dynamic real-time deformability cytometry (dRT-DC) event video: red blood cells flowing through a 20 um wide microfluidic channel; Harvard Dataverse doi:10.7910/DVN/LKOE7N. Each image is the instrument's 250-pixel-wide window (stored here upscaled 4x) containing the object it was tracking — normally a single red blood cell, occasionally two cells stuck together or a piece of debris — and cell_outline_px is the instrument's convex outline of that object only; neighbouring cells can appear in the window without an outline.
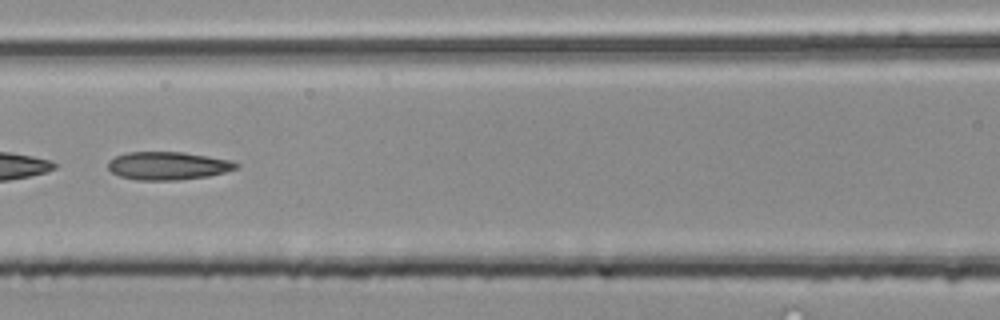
{"species": "common noctule bat (a hibernating species)", "species_latin": "Nyctalus noctula", "temperature_condition": "room temperature", "stored_images_in_passage": 47, "segment_of_instrument_passage": [2, 2], "camera_frame_rate_fps": 3000, "um_per_image_px": 0.085, "animal": {"sex": "male", "body_mass_g": 20.4}, "frame": {"image": 1, "passage_image": 20, "time_ms": 6.333, "image_size_px": [1000, 320], "cell_outline_px": [[240, 164], [236, 168], [224, 172], [208, 176], [176, 180], [136, 180], [120, 176], [112, 172], [108, 168], [108, 160], [116, 156], [128, 152], [184, 152], [208, 156], [228, 160]], "centroid_in_image_um": [14.24, 14.09], "position_along_channel_um": 152.4, "area_um2": 20.81}}
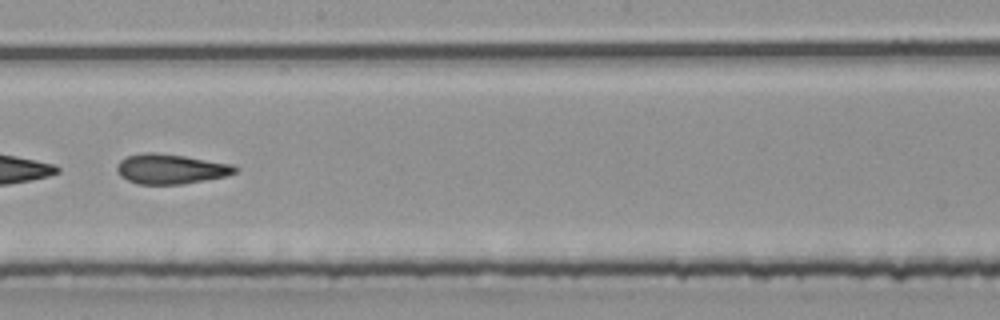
{"frame": {"image": 2, "passage_image": 26, "time_ms": 8.333, "image_size_px": [1000, 320], "cell_outline_px": [[240, 168], [236, 172], [224, 176], [204, 180], [180, 184], [140, 184], [128, 180], [120, 176], [116, 168], [120, 160], [128, 156], [144, 152], [152, 152], [184, 156], [232, 164]], "centroid_in_image_um": [14.51, 14.35], "position_along_channel_um": 233.7, "area_um2": 20.35}}
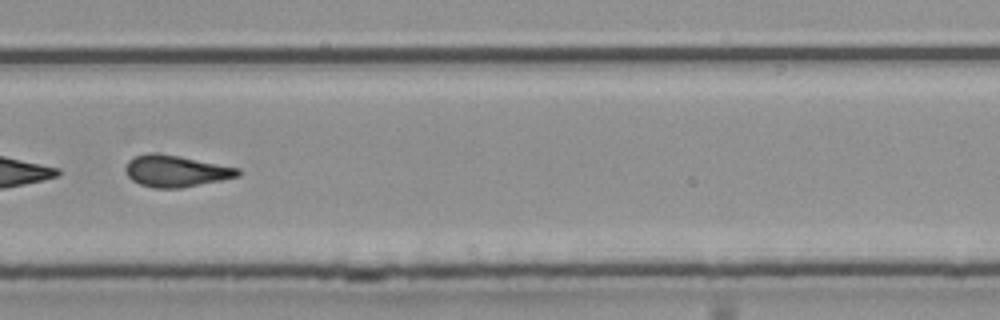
{"frame": {"image": 3, "passage_image": 32, "time_ms": 10.333, "image_size_px": [1000, 320], "cell_outline_px": [[240, 176], [180, 188], [152, 188], [140, 184], [132, 180], [128, 176], [124, 168], [128, 160], [136, 156], [148, 152], [156, 152], [180, 156], [240, 168]], "centroid_in_image_um": [14.92, 14.53], "position_along_channel_um": 314.9, "area_um2": 20.75}}